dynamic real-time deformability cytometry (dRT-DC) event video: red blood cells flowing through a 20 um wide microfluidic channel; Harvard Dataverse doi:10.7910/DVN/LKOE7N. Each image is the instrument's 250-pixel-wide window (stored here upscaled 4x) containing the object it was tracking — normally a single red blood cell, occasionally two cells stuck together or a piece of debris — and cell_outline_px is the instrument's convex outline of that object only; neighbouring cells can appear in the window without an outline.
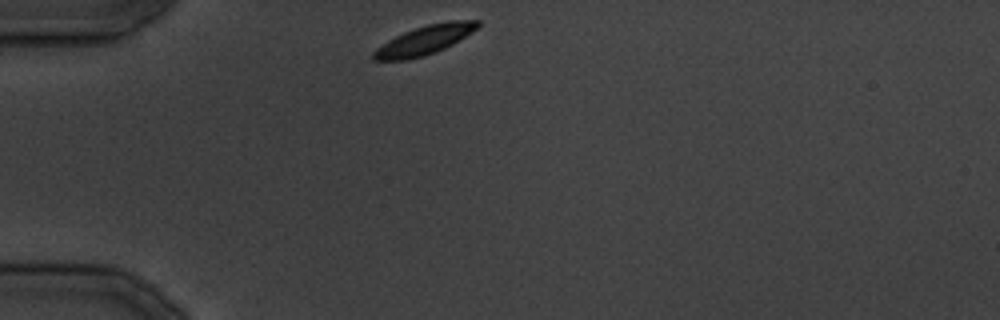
{"species": "common noctule bat (a hibernating species)", "species_latin": "Nyctalus noctula", "temperature_condition": "cold", "stored_images_in_passage": 22, "camera_frame_rate_fps": 3000, "um_per_image_px": 0.085, "animal": {"sex": "male", "body_mass_g": 19.5, "forearm_length_mm": 54.6}, "frame": {"image": 1, "passage_image": 1, "time_ms": 0.0, "image_size_px": [1000, 320], "cell_outline_px": [[480, 24], [472, 32], [452, 44], [436, 52], [424, 56], [408, 60], [372, 60], [372, 52], [376, 48], [388, 40], [404, 32], [428, 24], [448, 20], [480, 20]], "centroid_in_image_um": [36.07, 3.41], "position_along_channel_um": 48.9, "area_um2": 17.57}}
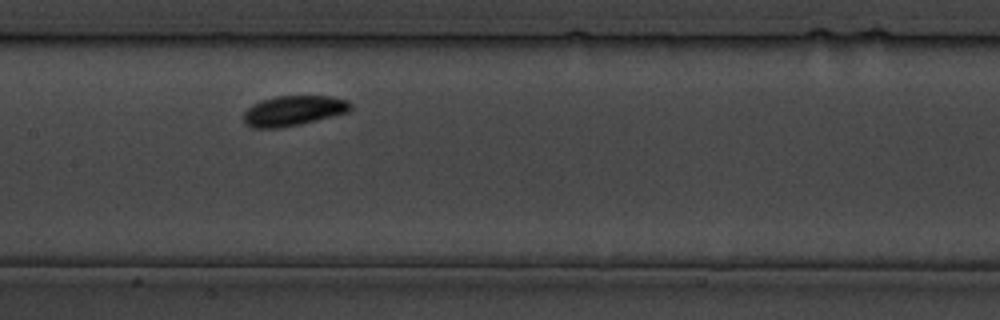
{"frame": {"image": 2, "passage_image": 9, "time_ms": 10.333, "image_size_px": [1000, 320], "cell_outline_px": [[352, 108], [348, 112], [300, 124], [280, 128], [252, 128], [244, 124], [244, 112], [252, 104], [260, 100], [276, 96], [332, 96], [348, 100], [352, 104]], "centroid_in_image_um": [24.93, 9.41], "position_along_channel_um": 182.5, "area_um2": 18.9}}
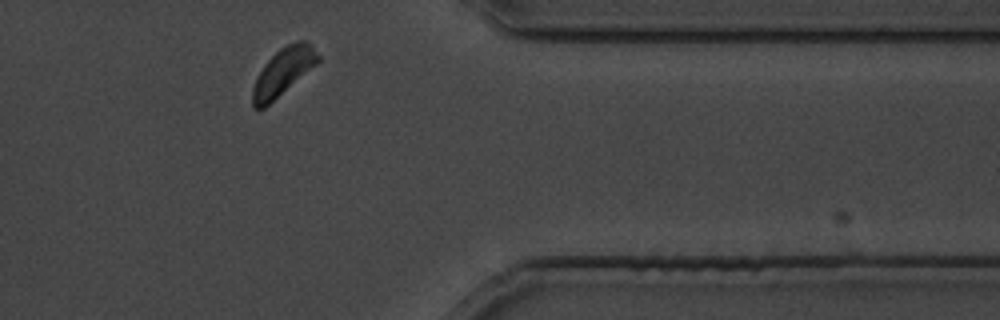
{"frame": {"image": 3, "passage_image": 21, "time_ms": 24.667, "image_size_px": [1000, 320], "cell_outline_px": [[320, 60], [316, 64], [264, 108], [252, 108], [252, 88], [256, 76], [264, 64], [280, 48], [296, 40], [304, 40], [320, 56]], "centroid_in_image_um": [24.02, 6.11], "position_along_channel_um": 387.4, "area_um2": 17.63}}